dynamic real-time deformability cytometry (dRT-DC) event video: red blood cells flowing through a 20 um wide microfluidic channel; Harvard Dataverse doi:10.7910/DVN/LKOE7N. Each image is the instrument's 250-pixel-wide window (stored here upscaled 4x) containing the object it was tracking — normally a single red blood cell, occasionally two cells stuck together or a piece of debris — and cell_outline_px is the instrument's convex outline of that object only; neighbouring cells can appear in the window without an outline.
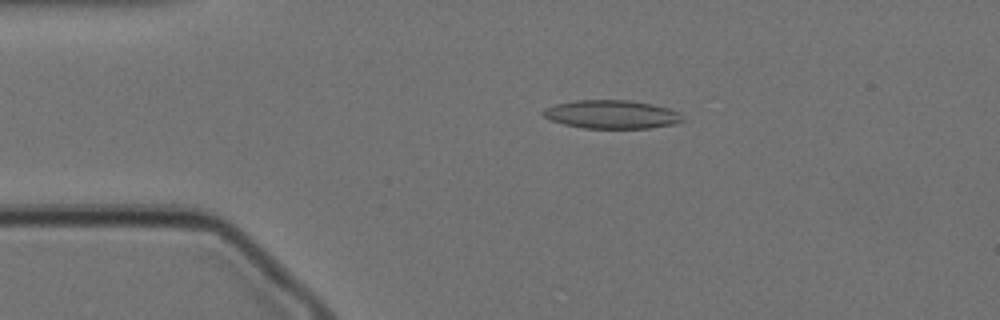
{"species": "Egyptian fruit bat (a non-hibernating species)", "species_latin": "Rousettus aegyptiacus", "temperature_condition": "cold", "stored_images_in_passage": 26, "camera_frame_rate_fps": 3000, "um_per_image_px": 0.085, "animal": {"sex": "female"}, "frame": {"image": 1, "passage_image": 10, "time_ms": 3.0, "image_size_px": [1000, 320], "cell_outline_px": [[684, 120], [676, 124], [648, 128], [584, 128], [564, 124], [552, 120], [544, 116], [540, 112], [544, 108], [556, 104], [576, 100], [628, 100], [652, 104], [668, 108], [676, 112]], "centroid_in_image_um": [51.96, 9.72], "position_along_channel_um": 33.0, "area_um2": 22.95}}
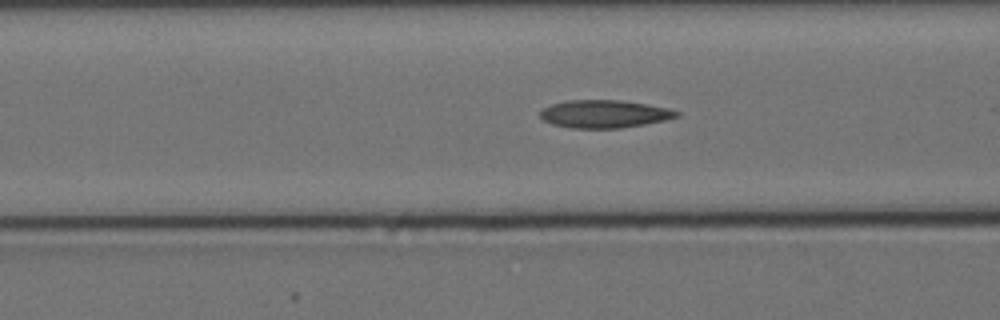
{"frame": {"image": 2, "passage_image": 20, "time_ms": 6.333, "image_size_px": [1000, 320], "cell_outline_px": [[680, 116], [664, 120], [644, 124], [620, 128], [572, 128], [552, 124], [544, 120], [540, 116], [540, 112], [544, 108], [552, 104], [564, 100], [620, 100], [648, 104], [668, 108], [680, 112]], "centroid_in_image_um": [51.37, 9.68], "position_along_channel_um": 115.2, "area_um2": 22.08}}
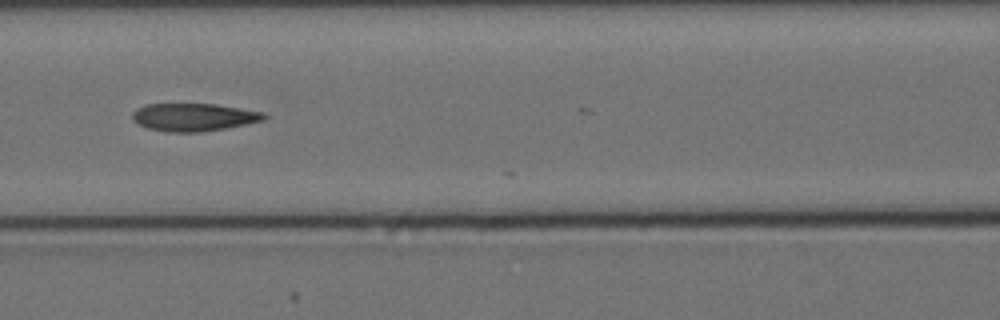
{"frame": {"image": 3, "passage_image": 23, "time_ms": 7.333, "image_size_px": [1000, 320], "cell_outline_px": [[268, 116], [264, 120], [224, 128], [200, 132], [168, 132], [148, 128], [136, 124], [132, 120], [132, 112], [136, 108], [144, 104], [216, 104], [264, 112]], "centroid_in_image_um": [16.42, 9.95], "position_along_channel_um": 150.2, "area_um2": 21.39}}